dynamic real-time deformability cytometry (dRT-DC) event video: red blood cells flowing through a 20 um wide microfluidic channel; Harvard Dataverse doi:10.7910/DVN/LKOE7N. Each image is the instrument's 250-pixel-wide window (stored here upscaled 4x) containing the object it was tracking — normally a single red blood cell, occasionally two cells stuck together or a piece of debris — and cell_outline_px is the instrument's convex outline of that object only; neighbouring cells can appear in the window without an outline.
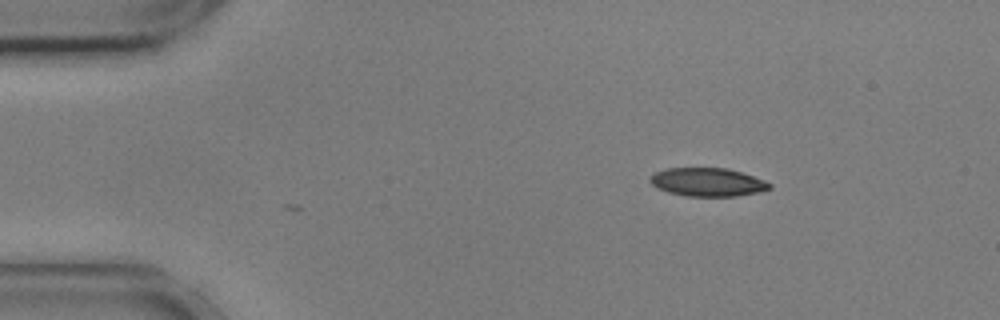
{"species": "common noctule bat (a hibernating species)", "species_latin": "Nyctalus noctula", "temperature_condition": "cold", "stored_images_in_passage": 10, "camera_frame_rate_fps": 3000, "um_per_image_px": 0.085, "animal": {"sex": "male", "body_mass_g": 17.9, "forearm_length_mm": 54.2}, "frame": {"image": 1, "passage_image": 10, "time_ms": 3.0, "image_size_px": [1000, 320], "cell_outline_px": [[772, 188], [760, 192], [736, 196], [688, 196], [668, 192], [656, 188], [648, 180], [648, 176], [664, 168], [728, 168], [764, 180], [772, 184]], "centroid_in_image_um": [60.12, 15.48], "position_along_channel_um": 24.9, "area_um2": 19.88}}